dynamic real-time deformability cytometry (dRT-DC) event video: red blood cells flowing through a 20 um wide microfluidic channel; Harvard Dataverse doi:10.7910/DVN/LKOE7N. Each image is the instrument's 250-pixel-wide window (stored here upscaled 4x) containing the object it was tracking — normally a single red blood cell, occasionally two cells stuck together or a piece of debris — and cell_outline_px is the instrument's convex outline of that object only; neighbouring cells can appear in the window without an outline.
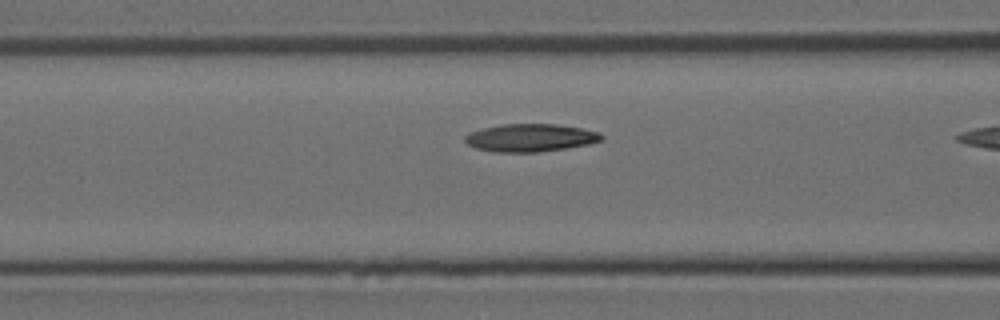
{"species": "Egyptian fruit bat (a non-hibernating species)", "species_latin": "Rousettus aegyptiacus", "temperature_condition": "room temperature", "stored_images_in_passage": 10, "camera_frame_rate_fps": 3000, "um_per_image_px": 0.085, "animal": {"sex": "female"}, "frame": {"image": 1, "passage_image": 9, "time_ms": 2.667, "image_size_px": [1000, 320], "cell_outline_px": [[604, 140], [588, 144], [564, 148], [536, 152], [492, 152], [476, 148], [468, 144], [464, 140], [464, 136], [472, 132], [484, 128], [504, 124], [556, 124], [580, 128], [600, 132], [604, 136]], "centroid_in_image_um": [45.1, 11.71], "position_along_channel_um": 121.5, "area_um2": 21.96}}